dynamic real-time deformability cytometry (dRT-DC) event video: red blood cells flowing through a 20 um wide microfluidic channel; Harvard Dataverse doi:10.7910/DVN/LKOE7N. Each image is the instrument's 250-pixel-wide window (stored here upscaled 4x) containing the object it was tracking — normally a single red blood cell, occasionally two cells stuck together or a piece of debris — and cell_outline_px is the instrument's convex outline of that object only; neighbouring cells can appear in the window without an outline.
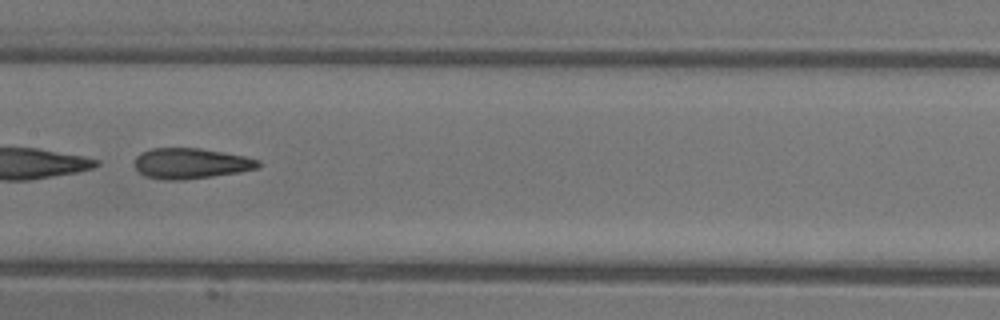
{"species": "common noctule bat (a hibernating species)", "species_latin": "Nyctalus noctula", "temperature_condition": "warm", "stored_images_in_passage": 22, "camera_frame_rate_fps": 3000, "um_per_image_px": 0.085, "animal": {"sex": "female"}, "frame": {"image": 1, "passage_image": 16, "time_ms": 5.0, "image_size_px": [1000, 320], "cell_outline_px": [[264, 164], [256, 168], [240, 172], [184, 180], [164, 180], [144, 176], [132, 164], [136, 156], [140, 152], [152, 148], [200, 148], [244, 156], [260, 160]], "centroid_in_image_um": [16.19, 13.89], "position_along_channel_um": 191.2, "area_um2": 22.25}}
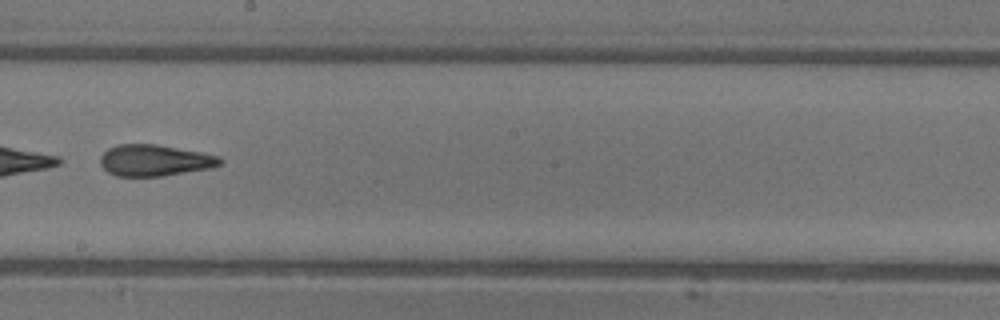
{"frame": {"image": 2, "passage_image": 19, "time_ms": 6.0, "image_size_px": [1000, 320], "cell_outline_px": [[224, 164], [212, 168], [160, 176], [116, 176], [108, 172], [100, 164], [100, 156], [108, 148], [120, 144], [156, 144], [200, 152], [220, 156], [224, 160]], "centroid_in_image_um": [13.18, 13.63], "position_along_channel_um": 235.0, "area_um2": 21.96}}